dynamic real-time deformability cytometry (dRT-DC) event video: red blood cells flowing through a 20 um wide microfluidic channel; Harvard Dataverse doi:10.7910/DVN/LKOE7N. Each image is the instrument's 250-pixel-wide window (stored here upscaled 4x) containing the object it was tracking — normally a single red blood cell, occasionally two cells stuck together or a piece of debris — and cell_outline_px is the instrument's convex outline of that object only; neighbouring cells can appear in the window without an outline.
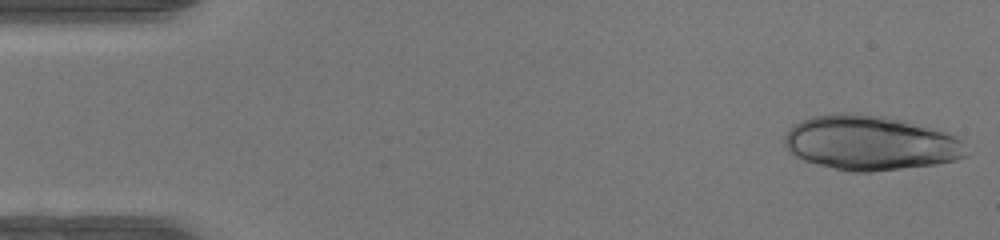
{"species": "human", "species_latin": "Homo sapiens", "temperature_condition": "warm", "stored_images_in_passage": 25, "camera_frame_rate_fps": 3000, "um_per_image_px": 0.085, "donor": {"sex": "female"}, "frame": {"image": 1, "passage_image": 1, "time_ms": 0.0, "image_size_px": [1000, 240], "cell_outline_px": [[968, 156], [956, 160], [936, 164], [872, 172], [852, 172], [804, 160], [792, 156], [788, 152], [784, 144], [784, 136], [796, 124], [812, 116], [836, 112], [856, 112], [884, 116], [908, 120], [956, 136], [960, 140]], "centroid_in_image_um": [73.97, 12.13], "position_along_channel_um": 11.0, "area_um2": 58.09}}